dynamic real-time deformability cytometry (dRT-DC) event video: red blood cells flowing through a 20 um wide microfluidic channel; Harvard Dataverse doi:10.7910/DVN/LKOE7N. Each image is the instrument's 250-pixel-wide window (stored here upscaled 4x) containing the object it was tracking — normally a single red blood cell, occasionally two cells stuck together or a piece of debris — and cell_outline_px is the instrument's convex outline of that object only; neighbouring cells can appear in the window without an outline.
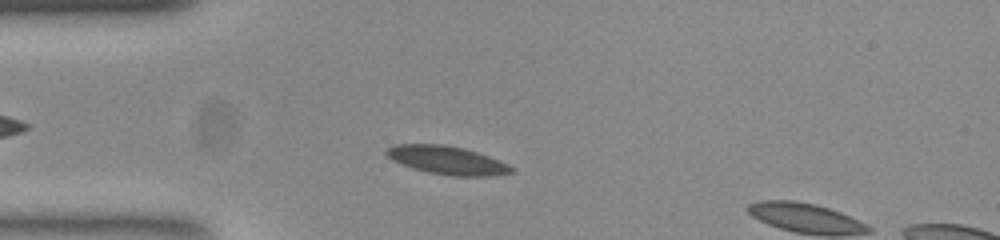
{"species": "common noctule bat (a hibernating species)", "species_latin": "Nyctalus noctula", "temperature_condition": "room temperature", "stored_images_in_passage": 9, "camera_frame_rate_fps": 3000, "um_per_image_px": 0.085, "animal": {"sex": "female", "body_mass_g": 23.0, "forearm_length_mm": 53.4}, "frame": {"image": 1, "passage_image": 7, "time_ms": 2.0, "image_size_px": [1000, 240], "cell_outline_px": [[516, 172], [488, 176], [452, 176], [428, 172], [412, 168], [392, 160], [384, 152], [392, 144], [444, 144], [464, 148], [488, 156], [508, 164], [516, 168]], "centroid_in_image_um": [38.01, 13.62], "position_along_channel_um": 47.0, "area_um2": 20.69}}